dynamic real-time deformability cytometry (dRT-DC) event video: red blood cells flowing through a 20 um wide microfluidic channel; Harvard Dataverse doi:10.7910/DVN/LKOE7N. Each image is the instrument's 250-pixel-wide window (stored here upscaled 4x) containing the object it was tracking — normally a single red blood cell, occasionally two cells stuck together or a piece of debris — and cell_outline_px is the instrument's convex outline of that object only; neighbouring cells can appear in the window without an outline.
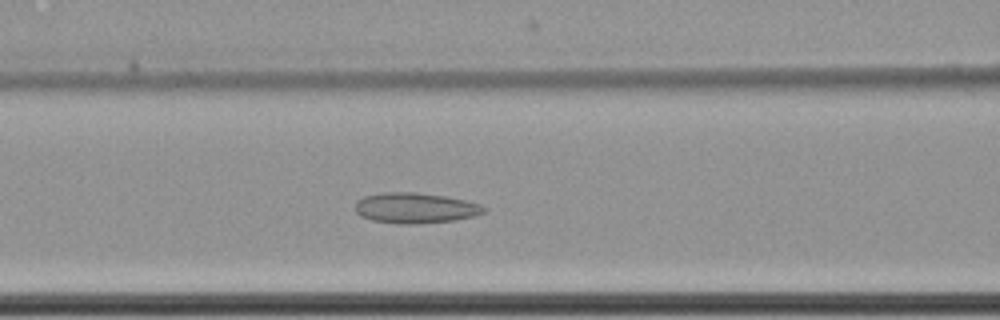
{"species": "common noctule bat (a hibernating species)", "species_latin": "Nyctalus noctula", "temperature_condition": "cold", "stored_images_in_passage": 53, "camera_frame_rate_fps": 3000, "um_per_image_px": 0.085, "animal": {"sex": "female", "body_mass_g": 22.7, "forearm_length_mm": 54.2}, "frame": {"image": 1, "passage_image": 28, "time_ms": 9.0, "image_size_px": [1000, 320], "cell_outline_px": [[488, 212], [476, 216], [456, 220], [412, 224], [400, 224], [372, 220], [360, 216], [356, 212], [356, 200], [364, 196], [384, 192], [416, 192], [444, 196], [464, 200], [480, 204], [488, 208]], "centroid_in_image_um": [35.33, 17.68], "position_along_channel_um": 131.3, "area_um2": 23.06}}
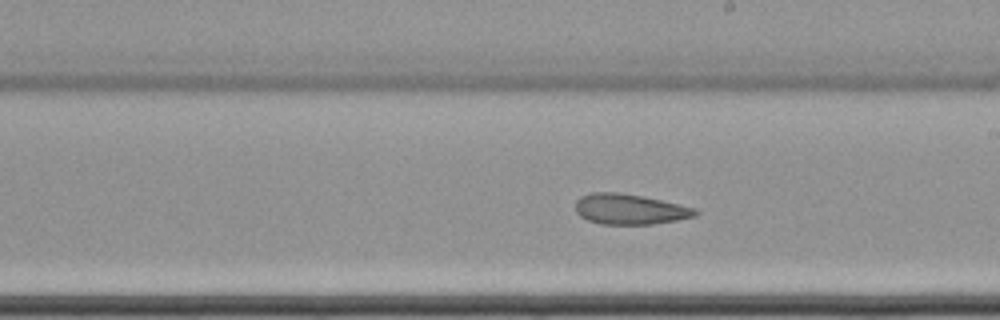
{"frame": {"image": 2, "passage_image": 37, "time_ms": 12.0, "image_size_px": [1000, 320], "cell_outline_px": [[700, 212], [696, 216], [676, 220], [652, 224], [600, 224], [588, 220], [580, 216], [576, 212], [576, 200], [580, 196], [592, 192], [620, 192], [660, 200], [696, 208]], "centroid_in_image_um": [53.51, 17.78], "position_along_channel_um": 235.5, "area_um2": 21.21}}
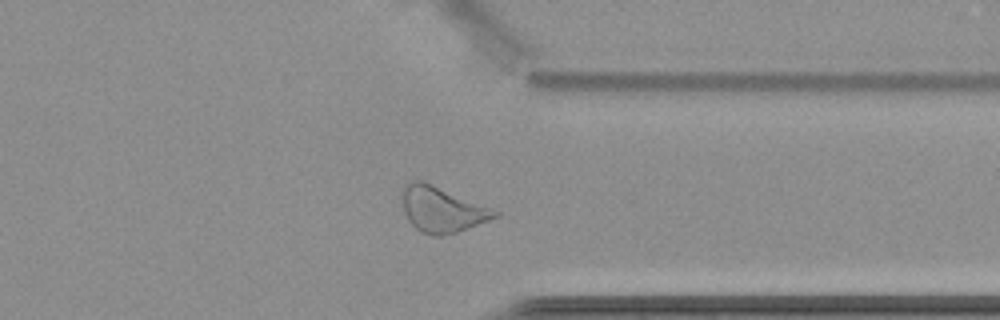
{"frame": {"image": 3, "passage_image": 49, "time_ms": 16.0, "image_size_px": [1000, 320], "cell_outline_px": [[500, 216], [468, 228], [456, 232], [440, 236], [432, 236], [420, 232], [408, 220], [404, 208], [400, 192], [412, 180], [420, 180], [500, 212]], "centroid_in_image_um": [37.54, 17.83], "position_along_channel_um": 373.9, "area_um2": 23.99}, "authors_computed_cell_mechanics": {"area_um2": 23.987, "velocity_mm_per_s": 3.4771, "shape_relaxation_time_tau1_ms": null, "shape_relaxation_time_tau2_ms": 3.5724, "deformation_change_tau1": null, "deformation_change_tau2": 0.1077}}